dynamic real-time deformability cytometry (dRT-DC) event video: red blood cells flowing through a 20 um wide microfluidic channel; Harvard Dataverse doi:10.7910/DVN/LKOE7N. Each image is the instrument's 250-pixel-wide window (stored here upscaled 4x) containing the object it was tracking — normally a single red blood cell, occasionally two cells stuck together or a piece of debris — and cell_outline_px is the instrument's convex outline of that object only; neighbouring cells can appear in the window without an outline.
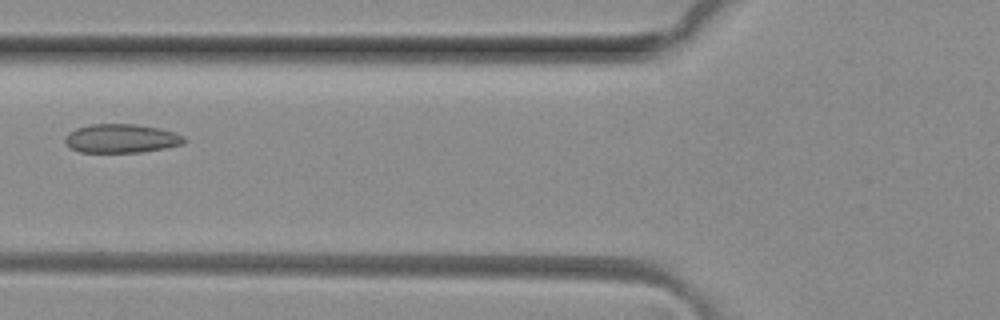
{"species": "common noctule bat (a hibernating species)", "species_latin": "Nyctalus noctula", "temperature_condition": "room temperature", "stored_images_in_passage": 6, "camera_frame_rate_fps": 3000, "um_per_image_px": 0.085, "animal": {"sex": "female", "body_mass_g": 29.2, "forearm_length_mm": 56.3}, "frame": {"image": 1, "passage_image": 6, "time_ms": 1.667, "image_size_px": [1000, 320], "cell_outline_px": [[188, 140], [184, 144], [164, 148], [140, 152], [80, 152], [72, 148], [64, 140], [64, 136], [68, 132], [76, 128], [92, 124], [136, 124], [160, 128], [184, 136]], "centroid_in_image_um": [10.32, 11.76], "position_along_channel_um": 115.5, "area_um2": 20.0}}